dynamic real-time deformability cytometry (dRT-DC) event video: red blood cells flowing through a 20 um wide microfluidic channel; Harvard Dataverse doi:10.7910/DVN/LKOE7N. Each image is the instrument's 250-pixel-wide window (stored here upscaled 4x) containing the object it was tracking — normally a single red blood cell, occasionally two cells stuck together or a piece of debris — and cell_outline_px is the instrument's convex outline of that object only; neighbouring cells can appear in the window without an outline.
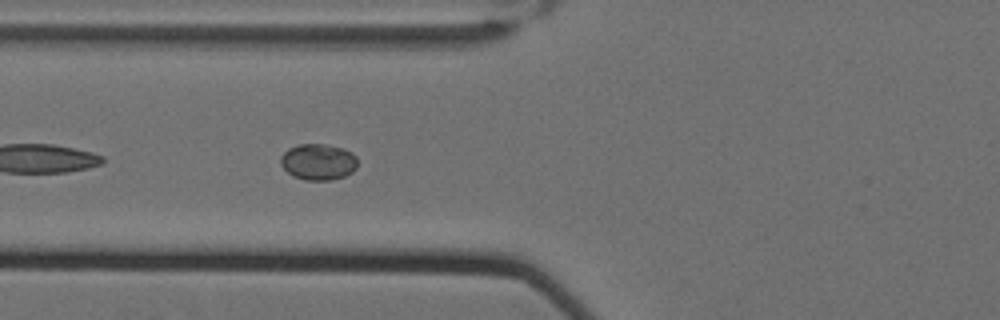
{"species": "Egyptian fruit bat (a non-hibernating species)", "species_latin": "Rousettus aegyptiacus", "temperature_condition": "cold", "stored_images_in_passage": 30, "camera_frame_rate_fps": 3000, "um_per_image_px": 0.085, "animal": {"sex": "female"}, "frame": {"image": 1, "passage_image": 5, "time_ms": 1.333, "image_size_px": [1000, 320], "cell_outline_px": [[356, 168], [352, 172], [344, 176], [332, 180], [304, 180], [292, 176], [280, 164], [280, 156], [288, 148], [300, 144], [324, 144], [344, 148], [352, 152], [356, 156]], "centroid_in_image_um": [27.04, 13.76], "position_along_channel_um": 98.8, "area_um2": 16.36}}
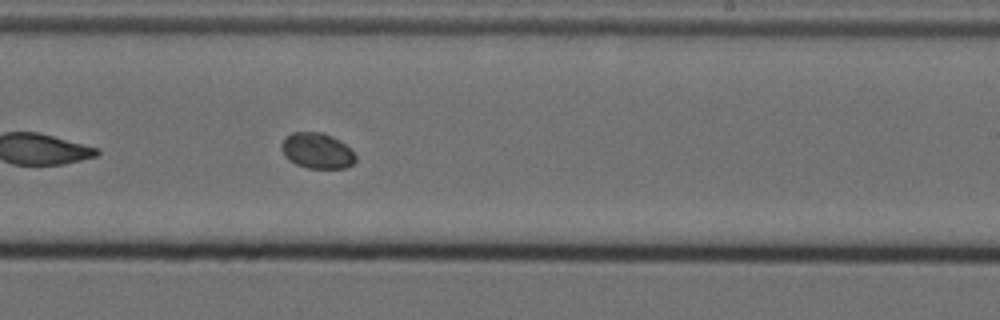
{"frame": {"image": 2, "passage_image": 19, "time_ms": 6.0, "image_size_px": [1000, 320], "cell_outline_px": [[356, 160], [348, 168], [308, 168], [296, 164], [288, 160], [284, 156], [280, 148], [280, 144], [292, 132], [320, 132], [332, 136], [344, 144], [356, 156]], "centroid_in_image_um": [26.92, 12.82], "position_along_channel_um": 262.1, "area_um2": 15.32}}
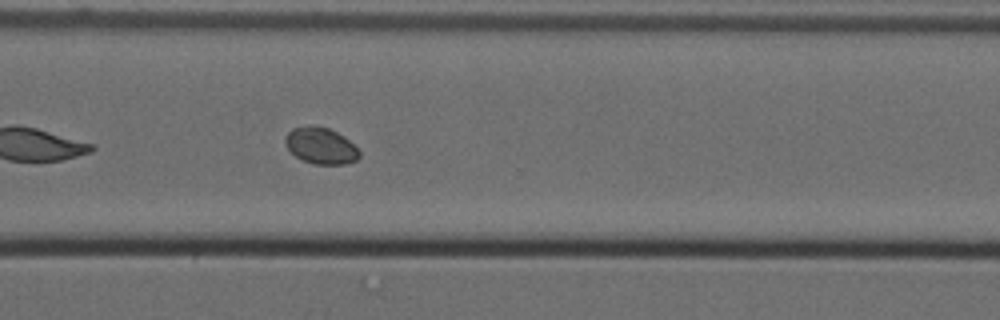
{"frame": {"image": 3, "passage_image": 26, "time_ms": 8.333, "image_size_px": [1000, 320], "cell_outline_px": [[360, 156], [356, 160], [344, 164], [316, 164], [304, 160], [296, 156], [284, 144], [284, 140], [288, 132], [292, 128], [308, 124], [312, 124], [328, 128], [344, 136], [360, 152]], "centroid_in_image_um": [27.24, 12.36], "position_along_channel_um": 343.4, "area_um2": 15.66}}